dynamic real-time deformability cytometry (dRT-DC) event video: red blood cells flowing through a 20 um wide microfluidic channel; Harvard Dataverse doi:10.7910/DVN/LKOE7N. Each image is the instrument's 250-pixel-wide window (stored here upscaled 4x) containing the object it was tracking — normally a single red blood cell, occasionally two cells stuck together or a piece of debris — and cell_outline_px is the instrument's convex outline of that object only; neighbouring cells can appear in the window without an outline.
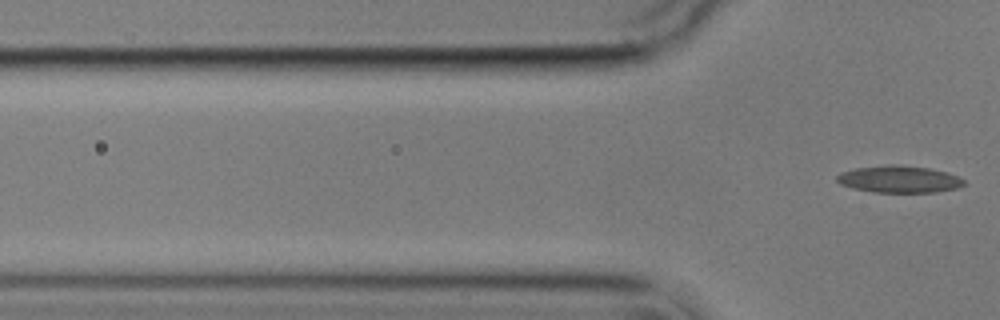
{"species": "common noctule bat (a hibernating species)", "species_latin": "Nyctalus noctula", "temperature_condition": "cold", "stored_images_in_passage": 5, "segment_of_instrument_passage": [2, 2], "camera_frame_rate_fps": 3000, "um_per_image_px": 0.085, "animal": {"sex": "male", "body_mass_g": 17.9}, "frame": {"image": 1, "passage_image": 5, "time_ms": 4.667, "image_size_px": [1000, 320], "cell_outline_px": [[964, 184], [956, 188], [936, 192], [872, 192], [852, 188], [840, 184], [836, 180], [836, 176], [840, 172], [856, 168], [888, 164], [900, 164], [928, 168], [948, 172], [960, 176], [964, 180]], "centroid_in_image_um": [76.41, 15.22], "position_along_channel_um": 49.4, "area_um2": 20.17}}